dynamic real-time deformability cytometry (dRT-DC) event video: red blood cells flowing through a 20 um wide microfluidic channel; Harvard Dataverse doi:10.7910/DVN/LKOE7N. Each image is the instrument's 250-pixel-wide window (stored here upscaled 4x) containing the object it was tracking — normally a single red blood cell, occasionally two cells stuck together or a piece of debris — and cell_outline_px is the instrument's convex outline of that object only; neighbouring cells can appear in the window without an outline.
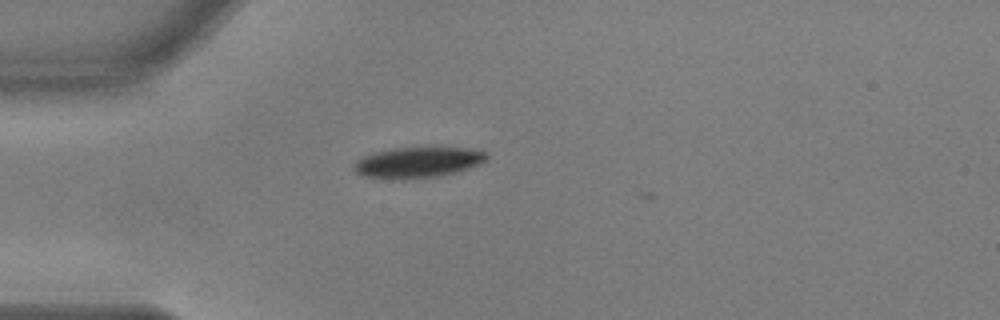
{"species": "common noctule bat (a hibernating species)", "species_latin": "Nyctalus noctula", "temperature_condition": "warm", "stored_images_in_passage": 37, "camera_frame_rate_fps": 3000, "um_per_image_px": 0.085, "animal": {"sex": "male", "body_mass_g": 17.9, "forearm_length_mm": 54.2}, "frame": {"image": 1, "passage_image": 2, "time_ms": 0.333, "image_size_px": [1000, 320], "cell_outline_px": [[488, 160], [480, 164], [456, 172], [440, 176], [364, 176], [356, 172], [352, 168], [352, 164], [356, 160], [364, 156], [376, 152], [396, 148], [468, 148], [484, 152], [488, 156]], "centroid_in_image_um": [35.56, 13.76], "position_along_channel_um": 49.4, "area_um2": 22.6}}
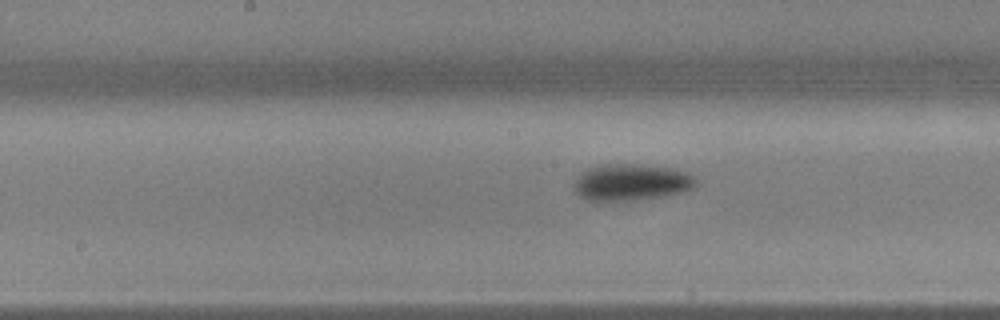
{"frame": {"image": 2, "passage_image": 15, "time_ms": 4.667, "image_size_px": [1000, 320], "cell_outline_px": [[700, 184], [684, 192], [664, 196], [632, 200], [588, 200], [580, 196], [576, 192], [576, 180], [580, 172], [588, 168], [604, 164], [636, 164], [672, 168], [688, 172], [696, 176]], "centroid_in_image_um": [53.74, 15.48], "position_along_channel_um": 194.5, "area_um2": 26.07}}
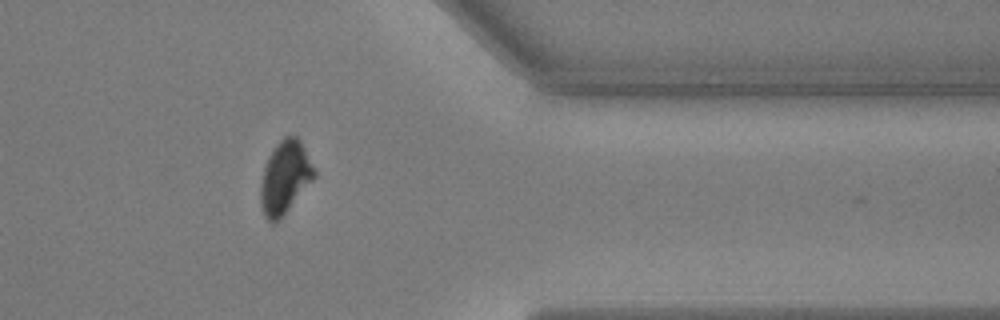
{"frame": {"image": 3, "passage_image": 32, "time_ms": 10.333, "image_size_px": [1000, 320], "cell_outline_px": [[316, 176], [280, 220], [276, 224], [272, 224], [264, 216], [260, 200], [260, 188], [264, 168], [268, 156], [276, 144], [284, 136], [296, 136], [300, 140], [316, 172]], "centroid_in_image_um": [24.21, 15.11], "position_along_channel_um": 387.2, "area_um2": 22.72}, "authors_computed_cell_mechanics": {"area_um2": 24.7384, "velocity_mm_per_s": 3.6574, "shape_relaxation_time_tau1_ms": 2.321, "shape_relaxation_time_tau2_ms": 5.3641, "deformation_change_tau1": 0.1163, "deformation_change_tau2": 0.0778}}